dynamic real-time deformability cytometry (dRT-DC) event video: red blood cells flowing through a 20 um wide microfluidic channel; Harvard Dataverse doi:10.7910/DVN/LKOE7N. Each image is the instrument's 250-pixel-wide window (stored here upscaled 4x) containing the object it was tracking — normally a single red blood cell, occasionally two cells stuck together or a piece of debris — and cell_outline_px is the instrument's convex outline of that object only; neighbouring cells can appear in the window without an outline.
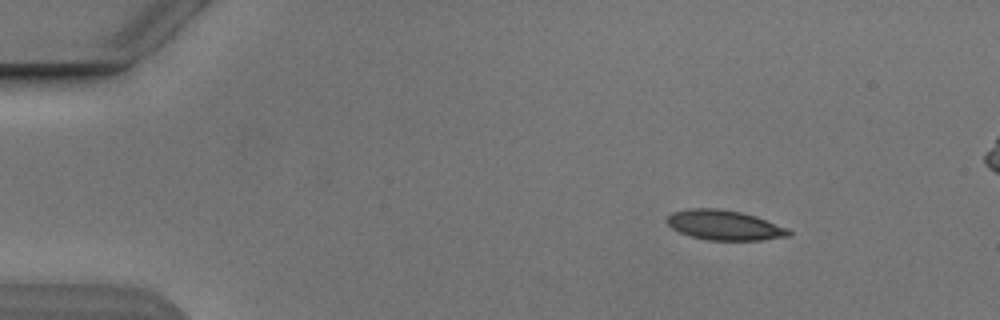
{"species": "Egyptian fruit bat (a non-hibernating species)", "species_latin": "Rousettus aegyptiacus", "temperature_condition": "cold", "stored_images_in_passage": 4, "camera_frame_rate_fps": 3000, "um_per_image_px": 0.085, "animal": {"sex": "male"}, "frame": {"image": 1, "passage_image": 1, "time_ms": 0.0, "image_size_px": [1000, 320], "cell_outline_px": [[792, 236], [760, 240], [708, 240], [692, 236], [680, 232], [672, 228], [664, 220], [672, 212], [688, 208], [716, 208], [740, 212], [756, 216], [788, 228], [792, 232]], "centroid_in_image_um": [61.58, 19.13], "position_along_channel_um": 23.4, "area_um2": 21.27}}